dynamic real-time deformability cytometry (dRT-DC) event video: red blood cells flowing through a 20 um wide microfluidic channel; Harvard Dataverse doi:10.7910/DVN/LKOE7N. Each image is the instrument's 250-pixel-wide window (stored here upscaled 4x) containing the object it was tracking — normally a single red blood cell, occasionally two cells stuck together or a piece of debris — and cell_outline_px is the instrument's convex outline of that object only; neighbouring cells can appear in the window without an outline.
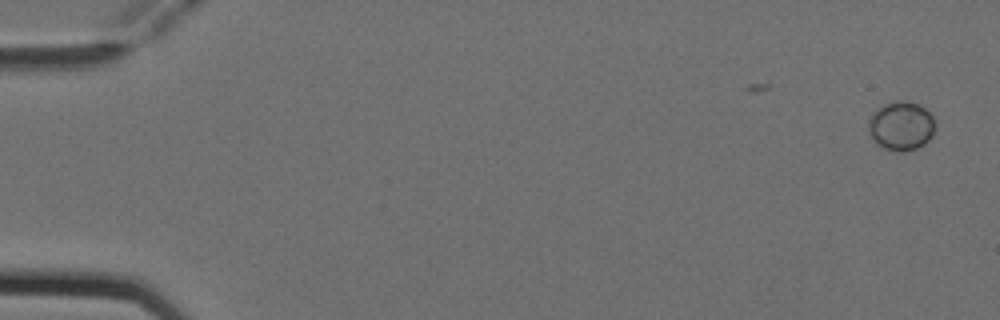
{"species": "Egyptian fruit bat (a non-hibernating species)", "species_latin": "Rousettus aegyptiacus", "temperature_condition": "cold", "stored_images_in_passage": 2, "camera_frame_rate_fps": 3000, "um_per_image_px": 0.085, "animal": {"sex": "female"}, "frame": {"image": 1, "passage_image": 2, "time_ms": 0.333, "image_size_px": [1000, 320], "cell_outline_px": [[932, 136], [924, 144], [916, 148], [904, 152], [900, 152], [884, 148], [876, 144], [868, 132], [868, 120], [872, 112], [884, 104], [916, 104], [924, 108], [932, 116]], "centroid_in_image_um": [76.53, 10.77], "position_along_channel_um": 8.5, "area_um2": 18.32}}